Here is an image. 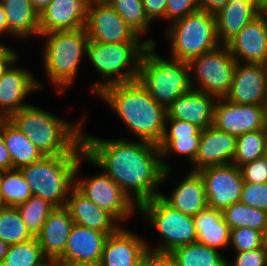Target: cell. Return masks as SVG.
Here are the masks:
<instances>
[{"mask_svg":"<svg viewBox=\"0 0 267 266\" xmlns=\"http://www.w3.org/2000/svg\"><path fill=\"white\" fill-rule=\"evenodd\" d=\"M82 145L83 159L103 169L137 206L159 196V186L172 172L158 145L149 142L103 140L82 132Z\"/></svg>","mask_w":267,"mask_h":266,"instance_id":"cell-1","label":"cell"},{"mask_svg":"<svg viewBox=\"0 0 267 266\" xmlns=\"http://www.w3.org/2000/svg\"><path fill=\"white\" fill-rule=\"evenodd\" d=\"M138 140L158 145L163 137L166 108L138 81L107 86L97 94Z\"/></svg>","mask_w":267,"mask_h":266,"instance_id":"cell-2","label":"cell"},{"mask_svg":"<svg viewBox=\"0 0 267 266\" xmlns=\"http://www.w3.org/2000/svg\"><path fill=\"white\" fill-rule=\"evenodd\" d=\"M84 118L72 124L29 103L8 119L44 156H58L85 154L82 145Z\"/></svg>","mask_w":267,"mask_h":266,"instance_id":"cell-3","label":"cell"},{"mask_svg":"<svg viewBox=\"0 0 267 266\" xmlns=\"http://www.w3.org/2000/svg\"><path fill=\"white\" fill-rule=\"evenodd\" d=\"M150 45L156 46L152 38L126 43L88 41L85 56L105 78L92 85L91 90L97 95L107 86L137 81L142 56Z\"/></svg>","mask_w":267,"mask_h":266,"instance_id":"cell-4","label":"cell"},{"mask_svg":"<svg viewBox=\"0 0 267 266\" xmlns=\"http://www.w3.org/2000/svg\"><path fill=\"white\" fill-rule=\"evenodd\" d=\"M83 155L44 156L39 161L20 168L32 195L55 208L65 207L68 195L75 187V173Z\"/></svg>","mask_w":267,"mask_h":266,"instance_id":"cell-5","label":"cell"},{"mask_svg":"<svg viewBox=\"0 0 267 266\" xmlns=\"http://www.w3.org/2000/svg\"><path fill=\"white\" fill-rule=\"evenodd\" d=\"M189 74L186 62L162 58L155 45H150L142 56L137 81L158 104L167 108L192 89Z\"/></svg>","mask_w":267,"mask_h":266,"instance_id":"cell-6","label":"cell"},{"mask_svg":"<svg viewBox=\"0 0 267 266\" xmlns=\"http://www.w3.org/2000/svg\"><path fill=\"white\" fill-rule=\"evenodd\" d=\"M42 36L45 38L42 52L47 79L62 94L73 84L82 55H86L89 41L86 29L55 31Z\"/></svg>","mask_w":267,"mask_h":266,"instance_id":"cell-7","label":"cell"},{"mask_svg":"<svg viewBox=\"0 0 267 266\" xmlns=\"http://www.w3.org/2000/svg\"><path fill=\"white\" fill-rule=\"evenodd\" d=\"M171 41V58L188 63L190 60L221 45L217 36L215 14L197 10L171 22L165 31Z\"/></svg>","mask_w":267,"mask_h":266,"instance_id":"cell-8","label":"cell"},{"mask_svg":"<svg viewBox=\"0 0 267 266\" xmlns=\"http://www.w3.org/2000/svg\"><path fill=\"white\" fill-rule=\"evenodd\" d=\"M138 211L162 236L160 243L157 242L154 249H148L149 252L171 253L179 246L196 242L193 216L174 209L160 195L140 204Z\"/></svg>","mask_w":267,"mask_h":266,"instance_id":"cell-9","label":"cell"},{"mask_svg":"<svg viewBox=\"0 0 267 266\" xmlns=\"http://www.w3.org/2000/svg\"><path fill=\"white\" fill-rule=\"evenodd\" d=\"M236 63L227 45L222 44L190 60L187 64L192 89L224 98L230 91Z\"/></svg>","mask_w":267,"mask_h":266,"instance_id":"cell-10","label":"cell"},{"mask_svg":"<svg viewBox=\"0 0 267 266\" xmlns=\"http://www.w3.org/2000/svg\"><path fill=\"white\" fill-rule=\"evenodd\" d=\"M80 160L75 173V187L98 207L110 212L119 222L130 219L134 210H138L133 200L104 172L79 180Z\"/></svg>","mask_w":267,"mask_h":266,"instance_id":"cell-11","label":"cell"},{"mask_svg":"<svg viewBox=\"0 0 267 266\" xmlns=\"http://www.w3.org/2000/svg\"><path fill=\"white\" fill-rule=\"evenodd\" d=\"M206 191L208 207L223 211L240 202L244 180L235 164L212 166L198 171Z\"/></svg>","mask_w":267,"mask_h":266,"instance_id":"cell-12","label":"cell"},{"mask_svg":"<svg viewBox=\"0 0 267 266\" xmlns=\"http://www.w3.org/2000/svg\"><path fill=\"white\" fill-rule=\"evenodd\" d=\"M85 29L89 41L100 43L142 42L106 0H93Z\"/></svg>","mask_w":267,"mask_h":266,"instance_id":"cell-13","label":"cell"},{"mask_svg":"<svg viewBox=\"0 0 267 266\" xmlns=\"http://www.w3.org/2000/svg\"><path fill=\"white\" fill-rule=\"evenodd\" d=\"M213 126L236 137L267 127L263 105L234 104L218 98L214 108Z\"/></svg>","mask_w":267,"mask_h":266,"instance_id":"cell-14","label":"cell"},{"mask_svg":"<svg viewBox=\"0 0 267 266\" xmlns=\"http://www.w3.org/2000/svg\"><path fill=\"white\" fill-rule=\"evenodd\" d=\"M14 61L0 78V119H8L29 104L23 102L30 93L42 88L28 69L15 66Z\"/></svg>","mask_w":267,"mask_h":266,"instance_id":"cell-15","label":"cell"},{"mask_svg":"<svg viewBox=\"0 0 267 266\" xmlns=\"http://www.w3.org/2000/svg\"><path fill=\"white\" fill-rule=\"evenodd\" d=\"M93 0H52L39 14L38 36L85 28Z\"/></svg>","mask_w":267,"mask_h":266,"instance_id":"cell-16","label":"cell"},{"mask_svg":"<svg viewBox=\"0 0 267 266\" xmlns=\"http://www.w3.org/2000/svg\"><path fill=\"white\" fill-rule=\"evenodd\" d=\"M267 87V65L236 63L229 93L224 97L234 104L263 105Z\"/></svg>","mask_w":267,"mask_h":266,"instance_id":"cell-17","label":"cell"},{"mask_svg":"<svg viewBox=\"0 0 267 266\" xmlns=\"http://www.w3.org/2000/svg\"><path fill=\"white\" fill-rule=\"evenodd\" d=\"M226 45L237 62L267 65V12H261Z\"/></svg>","mask_w":267,"mask_h":266,"instance_id":"cell-18","label":"cell"},{"mask_svg":"<svg viewBox=\"0 0 267 266\" xmlns=\"http://www.w3.org/2000/svg\"><path fill=\"white\" fill-rule=\"evenodd\" d=\"M237 137L217 129L213 125L202 130L192 171L233 163Z\"/></svg>","mask_w":267,"mask_h":266,"instance_id":"cell-19","label":"cell"},{"mask_svg":"<svg viewBox=\"0 0 267 266\" xmlns=\"http://www.w3.org/2000/svg\"><path fill=\"white\" fill-rule=\"evenodd\" d=\"M217 97L191 89L177 97L167 108L166 118L188 121L201 130L213 125Z\"/></svg>","mask_w":267,"mask_h":266,"instance_id":"cell-20","label":"cell"},{"mask_svg":"<svg viewBox=\"0 0 267 266\" xmlns=\"http://www.w3.org/2000/svg\"><path fill=\"white\" fill-rule=\"evenodd\" d=\"M126 229L122 226L108 235L100 260L103 266H135L149 252L147 241Z\"/></svg>","mask_w":267,"mask_h":266,"instance_id":"cell-21","label":"cell"},{"mask_svg":"<svg viewBox=\"0 0 267 266\" xmlns=\"http://www.w3.org/2000/svg\"><path fill=\"white\" fill-rule=\"evenodd\" d=\"M65 207L69 210L75 225L104 232L107 235L117 232L122 227L110 212L98 207L76 187L71 190Z\"/></svg>","mask_w":267,"mask_h":266,"instance_id":"cell-22","label":"cell"},{"mask_svg":"<svg viewBox=\"0 0 267 266\" xmlns=\"http://www.w3.org/2000/svg\"><path fill=\"white\" fill-rule=\"evenodd\" d=\"M163 137L158 144L161 158L170 154L186 156L193 163L198 151L202 130L188 121L166 118Z\"/></svg>","mask_w":267,"mask_h":266,"instance_id":"cell-23","label":"cell"},{"mask_svg":"<svg viewBox=\"0 0 267 266\" xmlns=\"http://www.w3.org/2000/svg\"><path fill=\"white\" fill-rule=\"evenodd\" d=\"M73 225L66 207L55 208L43 223L37 239L48 261L57 262L63 256Z\"/></svg>","mask_w":267,"mask_h":266,"instance_id":"cell-24","label":"cell"},{"mask_svg":"<svg viewBox=\"0 0 267 266\" xmlns=\"http://www.w3.org/2000/svg\"><path fill=\"white\" fill-rule=\"evenodd\" d=\"M108 235L86 227L73 225L60 264L100 261Z\"/></svg>","mask_w":267,"mask_h":266,"instance_id":"cell-25","label":"cell"},{"mask_svg":"<svg viewBox=\"0 0 267 266\" xmlns=\"http://www.w3.org/2000/svg\"><path fill=\"white\" fill-rule=\"evenodd\" d=\"M261 12L255 2L229 0L215 13L219 42L226 45Z\"/></svg>","mask_w":267,"mask_h":266,"instance_id":"cell-26","label":"cell"},{"mask_svg":"<svg viewBox=\"0 0 267 266\" xmlns=\"http://www.w3.org/2000/svg\"><path fill=\"white\" fill-rule=\"evenodd\" d=\"M160 197L174 209L193 217L208 206L203 180L194 171L188 172L169 196L160 193Z\"/></svg>","mask_w":267,"mask_h":266,"instance_id":"cell-27","label":"cell"},{"mask_svg":"<svg viewBox=\"0 0 267 266\" xmlns=\"http://www.w3.org/2000/svg\"><path fill=\"white\" fill-rule=\"evenodd\" d=\"M196 242L213 249H223L230 245L231 229L224 221L222 211L206 207L194 217Z\"/></svg>","mask_w":267,"mask_h":266,"instance_id":"cell-28","label":"cell"},{"mask_svg":"<svg viewBox=\"0 0 267 266\" xmlns=\"http://www.w3.org/2000/svg\"><path fill=\"white\" fill-rule=\"evenodd\" d=\"M8 25V34L15 38L38 36L39 14L29 0H0Z\"/></svg>","mask_w":267,"mask_h":266,"instance_id":"cell-29","label":"cell"},{"mask_svg":"<svg viewBox=\"0 0 267 266\" xmlns=\"http://www.w3.org/2000/svg\"><path fill=\"white\" fill-rule=\"evenodd\" d=\"M1 131L12 160V169H20L44 157L41 151L9 119H1Z\"/></svg>","mask_w":267,"mask_h":266,"instance_id":"cell-30","label":"cell"},{"mask_svg":"<svg viewBox=\"0 0 267 266\" xmlns=\"http://www.w3.org/2000/svg\"><path fill=\"white\" fill-rule=\"evenodd\" d=\"M219 250L198 242L175 248L170 254L180 266H226L227 259Z\"/></svg>","mask_w":267,"mask_h":266,"instance_id":"cell-31","label":"cell"},{"mask_svg":"<svg viewBox=\"0 0 267 266\" xmlns=\"http://www.w3.org/2000/svg\"><path fill=\"white\" fill-rule=\"evenodd\" d=\"M32 196V191L20 169L2 171L0 206L17 207Z\"/></svg>","mask_w":267,"mask_h":266,"instance_id":"cell-32","label":"cell"},{"mask_svg":"<svg viewBox=\"0 0 267 266\" xmlns=\"http://www.w3.org/2000/svg\"><path fill=\"white\" fill-rule=\"evenodd\" d=\"M267 127L237 137V146L232 164L240 167L265 156Z\"/></svg>","mask_w":267,"mask_h":266,"instance_id":"cell-33","label":"cell"},{"mask_svg":"<svg viewBox=\"0 0 267 266\" xmlns=\"http://www.w3.org/2000/svg\"><path fill=\"white\" fill-rule=\"evenodd\" d=\"M49 261L43 255L37 237L10 245L0 266H44Z\"/></svg>","mask_w":267,"mask_h":266,"instance_id":"cell-34","label":"cell"},{"mask_svg":"<svg viewBox=\"0 0 267 266\" xmlns=\"http://www.w3.org/2000/svg\"><path fill=\"white\" fill-rule=\"evenodd\" d=\"M34 238L16 207L0 206V239L9 245Z\"/></svg>","mask_w":267,"mask_h":266,"instance_id":"cell-35","label":"cell"},{"mask_svg":"<svg viewBox=\"0 0 267 266\" xmlns=\"http://www.w3.org/2000/svg\"><path fill=\"white\" fill-rule=\"evenodd\" d=\"M222 215L230 229L247 227L262 232L267 212L238 202L224 209Z\"/></svg>","mask_w":267,"mask_h":266,"instance_id":"cell-36","label":"cell"},{"mask_svg":"<svg viewBox=\"0 0 267 266\" xmlns=\"http://www.w3.org/2000/svg\"><path fill=\"white\" fill-rule=\"evenodd\" d=\"M16 208L33 237H37L40 234L43 223L55 209L52 204L34 195Z\"/></svg>","mask_w":267,"mask_h":266,"instance_id":"cell-37","label":"cell"},{"mask_svg":"<svg viewBox=\"0 0 267 266\" xmlns=\"http://www.w3.org/2000/svg\"><path fill=\"white\" fill-rule=\"evenodd\" d=\"M124 19L125 23L140 37L144 35L151 21L147 17L142 0H106Z\"/></svg>","mask_w":267,"mask_h":266,"instance_id":"cell-38","label":"cell"},{"mask_svg":"<svg viewBox=\"0 0 267 266\" xmlns=\"http://www.w3.org/2000/svg\"><path fill=\"white\" fill-rule=\"evenodd\" d=\"M230 245L236 252L260 248L263 246L261 231L247 227L231 229Z\"/></svg>","mask_w":267,"mask_h":266,"instance_id":"cell-39","label":"cell"},{"mask_svg":"<svg viewBox=\"0 0 267 266\" xmlns=\"http://www.w3.org/2000/svg\"><path fill=\"white\" fill-rule=\"evenodd\" d=\"M240 202L267 212V183L244 182Z\"/></svg>","mask_w":267,"mask_h":266,"instance_id":"cell-40","label":"cell"},{"mask_svg":"<svg viewBox=\"0 0 267 266\" xmlns=\"http://www.w3.org/2000/svg\"><path fill=\"white\" fill-rule=\"evenodd\" d=\"M197 10H200L198 0H167L165 19L175 22Z\"/></svg>","mask_w":267,"mask_h":266,"instance_id":"cell-41","label":"cell"},{"mask_svg":"<svg viewBox=\"0 0 267 266\" xmlns=\"http://www.w3.org/2000/svg\"><path fill=\"white\" fill-rule=\"evenodd\" d=\"M240 170L244 182L267 183V158L265 156L240 166Z\"/></svg>","mask_w":267,"mask_h":266,"instance_id":"cell-42","label":"cell"},{"mask_svg":"<svg viewBox=\"0 0 267 266\" xmlns=\"http://www.w3.org/2000/svg\"><path fill=\"white\" fill-rule=\"evenodd\" d=\"M226 266H267V248L236 252L233 261L227 260Z\"/></svg>","mask_w":267,"mask_h":266,"instance_id":"cell-43","label":"cell"},{"mask_svg":"<svg viewBox=\"0 0 267 266\" xmlns=\"http://www.w3.org/2000/svg\"><path fill=\"white\" fill-rule=\"evenodd\" d=\"M142 2L145 13L151 22L160 18L165 20L167 0H142Z\"/></svg>","mask_w":267,"mask_h":266,"instance_id":"cell-44","label":"cell"},{"mask_svg":"<svg viewBox=\"0 0 267 266\" xmlns=\"http://www.w3.org/2000/svg\"><path fill=\"white\" fill-rule=\"evenodd\" d=\"M11 169H12V160L4 143L1 131V119H0V170L6 171Z\"/></svg>","mask_w":267,"mask_h":266,"instance_id":"cell-45","label":"cell"},{"mask_svg":"<svg viewBox=\"0 0 267 266\" xmlns=\"http://www.w3.org/2000/svg\"><path fill=\"white\" fill-rule=\"evenodd\" d=\"M18 52L9 48L1 57H0V78L3 76L4 72L8 67L16 61L18 58Z\"/></svg>","mask_w":267,"mask_h":266,"instance_id":"cell-46","label":"cell"},{"mask_svg":"<svg viewBox=\"0 0 267 266\" xmlns=\"http://www.w3.org/2000/svg\"><path fill=\"white\" fill-rule=\"evenodd\" d=\"M229 0H198L200 10L215 14L222 9Z\"/></svg>","mask_w":267,"mask_h":266,"instance_id":"cell-47","label":"cell"},{"mask_svg":"<svg viewBox=\"0 0 267 266\" xmlns=\"http://www.w3.org/2000/svg\"><path fill=\"white\" fill-rule=\"evenodd\" d=\"M156 266H180L170 253H156Z\"/></svg>","mask_w":267,"mask_h":266,"instance_id":"cell-48","label":"cell"},{"mask_svg":"<svg viewBox=\"0 0 267 266\" xmlns=\"http://www.w3.org/2000/svg\"><path fill=\"white\" fill-rule=\"evenodd\" d=\"M135 266H156V253L148 252Z\"/></svg>","mask_w":267,"mask_h":266,"instance_id":"cell-49","label":"cell"},{"mask_svg":"<svg viewBox=\"0 0 267 266\" xmlns=\"http://www.w3.org/2000/svg\"><path fill=\"white\" fill-rule=\"evenodd\" d=\"M3 34H8V25L4 8L0 3V36Z\"/></svg>","mask_w":267,"mask_h":266,"instance_id":"cell-50","label":"cell"},{"mask_svg":"<svg viewBox=\"0 0 267 266\" xmlns=\"http://www.w3.org/2000/svg\"><path fill=\"white\" fill-rule=\"evenodd\" d=\"M33 8L40 14L44 9H46L52 0H29Z\"/></svg>","mask_w":267,"mask_h":266,"instance_id":"cell-51","label":"cell"},{"mask_svg":"<svg viewBox=\"0 0 267 266\" xmlns=\"http://www.w3.org/2000/svg\"><path fill=\"white\" fill-rule=\"evenodd\" d=\"M10 245L0 239V264L8 253Z\"/></svg>","mask_w":267,"mask_h":266,"instance_id":"cell-52","label":"cell"},{"mask_svg":"<svg viewBox=\"0 0 267 266\" xmlns=\"http://www.w3.org/2000/svg\"><path fill=\"white\" fill-rule=\"evenodd\" d=\"M62 266H103L101 261L96 262H83V263H67L61 264Z\"/></svg>","mask_w":267,"mask_h":266,"instance_id":"cell-53","label":"cell"},{"mask_svg":"<svg viewBox=\"0 0 267 266\" xmlns=\"http://www.w3.org/2000/svg\"><path fill=\"white\" fill-rule=\"evenodd\" d=\"M262 235V244L265 248H267V215H266V221L264 224V228L261 232Z\"/></svg>","mask_w":267,"mask_h":266,"instance_id":"cell-54","label":"cell"},{"mask_svg":"<svg viewBox=\"0 0 267 266\" xmlns=\"http://www.w3.org/2000/svg\"><path fill=\"white\" fill-rule=\"evenodd\" d=\"M255 3L262 12H267V0H255Z\"/></svg>","mask_w":267,"mask_h":266,"instance_id":"cell-55","label":"cell"},{"mask_svg":"<svg viewBox=\"0 0 267 266\" xmlns=\"http://www.w3.org/2000/svg\"><path fill=\"white\" fill-rule=\"evenodd\" d=\"M10 47L5 46L3 43L0 42V57L9 49Z\"/></svg>","mask_w":267,"mask_h":266,"instance_id":"cell-56","label":"cell"},{"mask_svg":"<svg viewBox=\"0 0 267 266\" xmlns=\"http://www.w3.org/2000/svg\"><path fill=\"white\" fill-rule=\"evenodd\" d=\"M263 108L267 117V87H266V93H265V99H264V103H263Z\"/></svg>","mask_w":267,"mask_h":266,"instance_id":"cell-57","label":"cell"},{"mask_svg":"<svg viewBox=\"0 0 267 266\" xmlns=\"http://www.w3.org/2000/svg\"><path fill=\"white\" fill-rule=\"evenodd\" d=\"M44 266H62L60 263L58 262H48L46 263Z\"/></svg>","mask_w":267,"mask_h":266,"instance_id":"cell-58","label":"cell"},{"mask_svg":"<svg viewBox=\"0 0 267 266\" xmlns=\"http://www.w3.org/2000/svg\"><path fill=\"white\" fill-rule=\"evenodd\" d=\"M265 157L267 158V143H266Z\"/></svg>","mask_w":267,"mask_h":266,"instance_id":"cell-59","label":"cell"},{"mask_svg":"<svg viewBox=\"0 0 267 266\" xmlns=\"http://www.w3.org/2000/svg\"><path fill=\"white\" fill-rule=\"evenodd\" d=\"M242 1L255 2V0H242Z\"/></svg>","mask_w":267,"mask_h":266,"instance_id":"cell-60","label":"cell"}]
</instances>
